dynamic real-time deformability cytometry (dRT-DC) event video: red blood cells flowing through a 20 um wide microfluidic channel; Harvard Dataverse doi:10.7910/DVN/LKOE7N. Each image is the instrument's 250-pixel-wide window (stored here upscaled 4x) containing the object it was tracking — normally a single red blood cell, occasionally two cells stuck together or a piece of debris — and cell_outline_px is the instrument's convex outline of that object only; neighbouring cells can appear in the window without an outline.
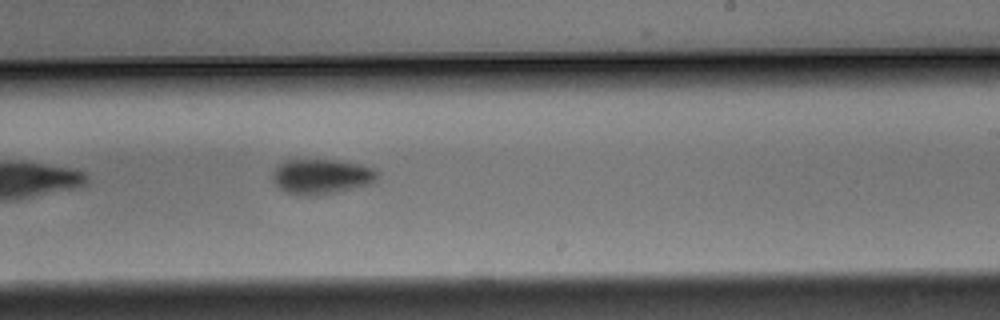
{"species": "Egyptian fruit bat (a non-hibernating species)", "species_latin": "Rousettus aegyptiacus", "temperature_condition": "warm", "stored_images_in_passage": 8, "camera_frame_rate_fps": 3000, "um_per_image_px": 0.085, "animal": {"sex": "male"}, "frame": {"image": 1, "passage_image": 8, "time_ms": 2.333, "image_size_px": [1000, 320], "cell_outline_px": [[376, 180], [372, 184], [320, 196], [300, 196], [288, 192], [280, 188], [272, 180], [272, 172], [284, 160], [336, 160], [360, 164], [376, 168]], "centroid_in_image_um": [27.34, 15.02], "position_along_channel_um": 261.7, "area_um2": 21.62}}